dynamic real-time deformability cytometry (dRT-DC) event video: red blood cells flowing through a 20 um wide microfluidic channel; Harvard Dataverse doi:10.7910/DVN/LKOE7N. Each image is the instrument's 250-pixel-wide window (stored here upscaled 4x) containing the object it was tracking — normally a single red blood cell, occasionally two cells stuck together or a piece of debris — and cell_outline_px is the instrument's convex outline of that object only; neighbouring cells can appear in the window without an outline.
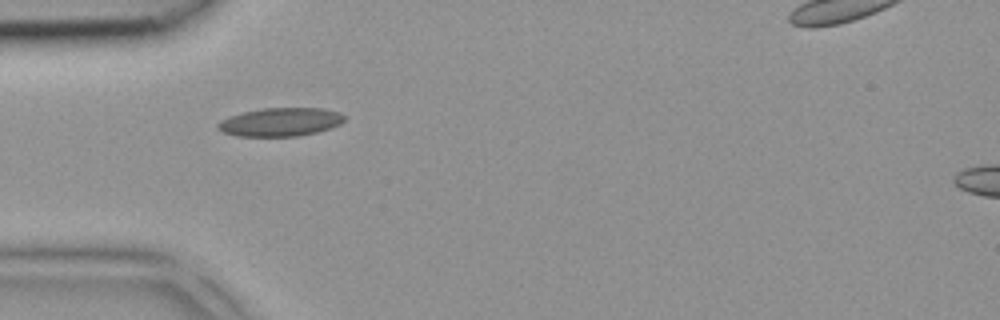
{"species": "common noctule bat (a hibernating species)", "species_latin": "Nyctalus noctula", "temperature_condition": "room temperature", "stored_images_in_passage": 3, "camera_frame_rate_fps": 3000, "um_per_image_px": 0.085, "animal": {"sex": "female", "body_mass_g": 18.4}, "frame": {"image": 1, "passage_image": 1, "time_ms": 0.0, "image_size_px": [1000, 320], "cell_outline_px": [[344, 120], [340, 124], [316, 132], [296, 136], [236, 136], [224, 132], [216, 128], [216, 124], [220, 120], [228, 116], [244, 112], [264, 108], [320, 108], [340, 112], [344, 116]], "centroid_in_image_um": [23.79, 10.37], "position_along_channel_um": 61.2, "area_um2": 20.87}}